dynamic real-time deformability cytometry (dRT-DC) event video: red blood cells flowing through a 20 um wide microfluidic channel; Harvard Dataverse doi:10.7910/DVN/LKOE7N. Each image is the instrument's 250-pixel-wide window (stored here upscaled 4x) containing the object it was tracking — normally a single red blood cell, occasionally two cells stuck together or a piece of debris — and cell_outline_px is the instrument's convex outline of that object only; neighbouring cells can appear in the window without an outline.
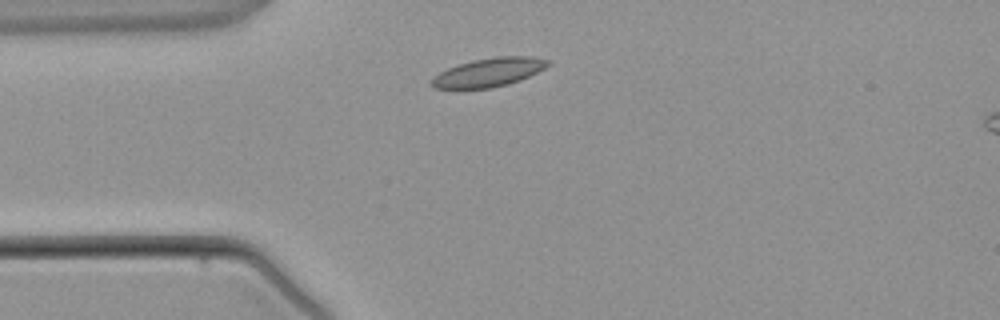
{"species": "common noctule bat (a hibernating species)", "species_latin": "Nyctalus noctula", "temperature_condition": "warm", "stored_images_in_passage": 2, "camera_frame_rate_fps": 3000, "um_per_image_px": 0.085, "animal": {"sex": "male", "body_mass_g": 21.5, "forearm_length_mm": 52.0}, "frame": {"image": 1, "passage_image": 1, "time_ms": 0.0, "image_size_px": [1000, 320], "cell_outline_px": [[552, 64], [520, 80], [508, 84], [492, 88], [436, 88], [428, 84], [440, 72], [456, 64], [472, 60], [496, 56], [532, 56], [552, 60]], "centroid_in_image_um": [41.58, 6.13], "position_along_channel_um": 43.4, "area_um2": 19.48}}
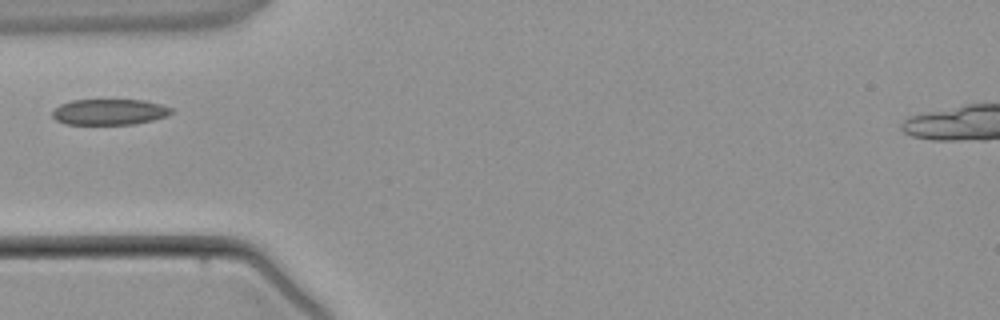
{"frame": {"image": 2, "passage_image": 2, "time_ms": 1.0, "image_size_px": [1000, 320], "cell_outline_px": [[176, 112], [168, 116], [136, 124], [64, 124], [56, 120], [52, 116], [52, 112], [60, 104], [72, 100], [144, 100], [160, 104], [172, 108]], "centroid_in_image_um": [9.34, 9.52], "position_along_channel_um": 75.7, "area_um2": 18.03}}